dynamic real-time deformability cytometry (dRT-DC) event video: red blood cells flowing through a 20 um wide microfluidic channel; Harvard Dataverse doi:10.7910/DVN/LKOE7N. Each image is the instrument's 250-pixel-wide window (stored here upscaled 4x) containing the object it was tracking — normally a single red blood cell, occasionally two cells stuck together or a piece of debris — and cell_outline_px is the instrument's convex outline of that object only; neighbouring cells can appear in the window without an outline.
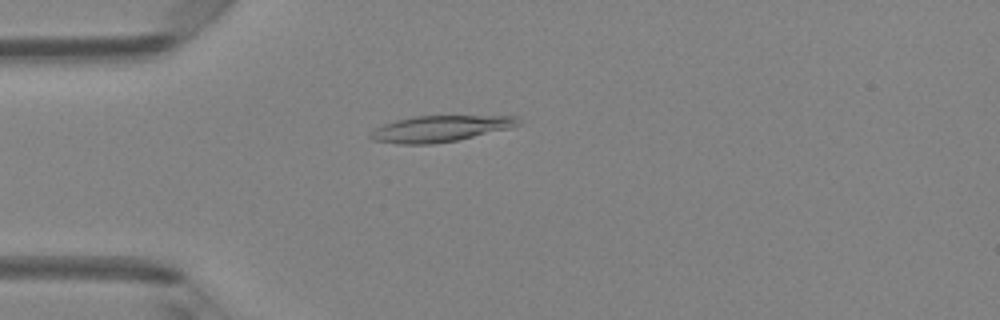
{"species": "Egyptian fruit bat (a non-hibernating species)", "species_latin": "Rousettus aegyptiacus", "temperature_condition": "room temperature", "stored_images_in_passage": 48, "camera_frame_rate_fps": 3000, "um_per_image_px": 0.085, "animal": {"sex": "female"}, "frame": {"image": 1, "passage_image": 13, "time_ms": 4.0, "image_size_px": [1000, 320], "cell_outline_px": [[520, 124], [508, 128], [456, 140], [432, 144], [396, 144], [372, 140], [368, 136], [376, 128], [384, 124], [396, 120], [416, 116], [516, 116]], "centroid_in_image_um": [37.35, 10.94], "position_along_channel_um": 47.7, "area_um2": 22.14}}
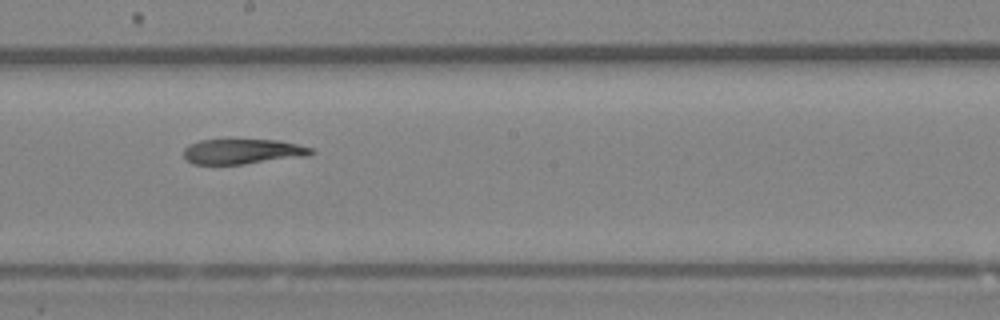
{"frame": {"image": 2, "passage_image": 27, "time_ms": 8.667, "image_size_px": [1000, 320], "cell_outline_px": [[316, 152], [312, 156], [244, 164], [192, 164], [184, 156], [184, 148], [200, 140], [280, 140], [312, 148]], "centroid_in_image_um": [20.71, 12.89], "position_along_channel_um": 227.5, "area_um2": 18.73}}
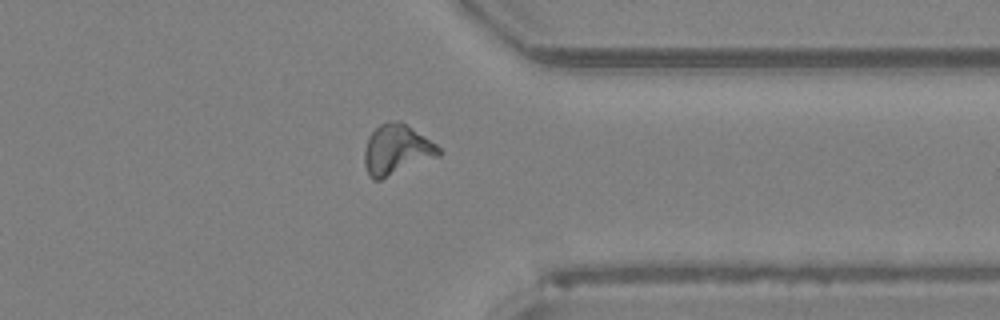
{"frame": {"image": 3, "passage_image": 38, "time_ms": 12.333, "image_size_px": [1000, 320], "cell_outline_px": [[440, 156], [380, 180], [372, 180], [368, 176], [364, 164], [364, 148], [368, 136], [380, 124], [388, 120], [400, 120], [436, 144], [440, 148]], "centroid_in_image_um": [33.68, 12.73], "position_along_channel_um": 377.7, "area_um2": 21.91}}